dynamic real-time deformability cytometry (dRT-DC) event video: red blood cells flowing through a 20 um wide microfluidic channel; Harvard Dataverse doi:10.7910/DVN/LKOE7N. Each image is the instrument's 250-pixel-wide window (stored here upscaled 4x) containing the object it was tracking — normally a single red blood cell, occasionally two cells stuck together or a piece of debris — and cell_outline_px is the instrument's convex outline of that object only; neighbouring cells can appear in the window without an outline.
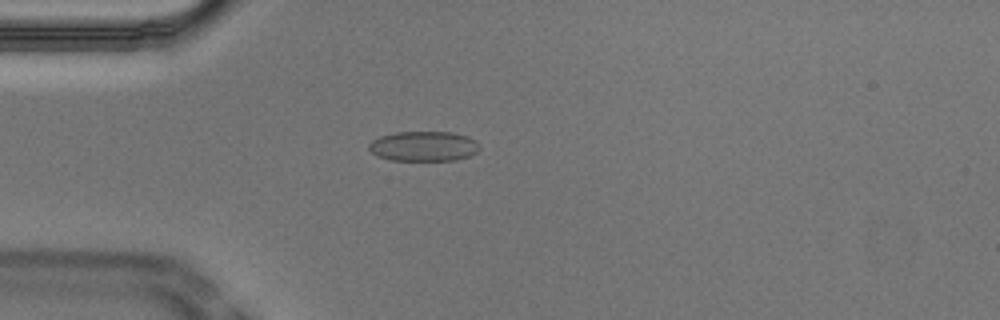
{"species": "Egyptian fruit bat (a non-hibernating species)", "species_latin": "Rousettus aegyptiacus", "temperature_condition": "cold", "stored_images_in_passage": 52, "camera_frame_rate_fps": 3000, "um_per_image_px": 0.085, "animal": {"sex": "male"}, "frame": {"image": 1, "passage_image": 13, "time_ms": 4.0, "image_size_px": [1000, 320], "cell_outline_px": [[480, 148], [476, 152], [468, 156], [456, 160], [392, 160], [376, 156], [368, 148], [368, 144], [372, 140], [380, 136], [396, 132], [452, 132], [468, 136], [476, 140]], "centroid_in_image_um": [36.0, 12.42], "position_along_channel_um": 49.0, "area_um2": 19.36}}
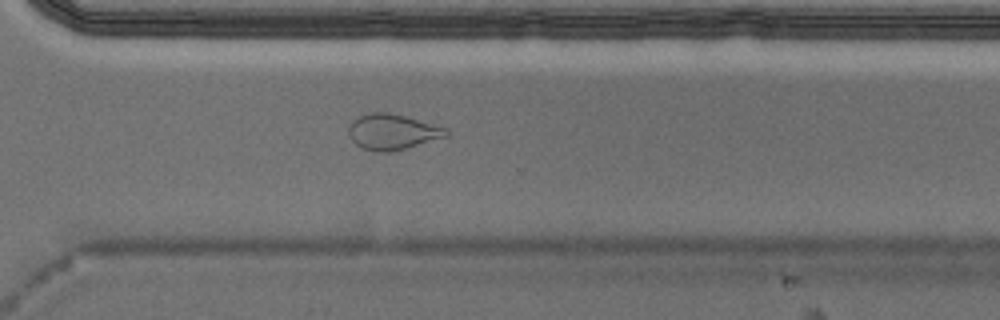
{"frame": {"image": 2, "passage_image": 37, "time_ms": 12.0, "image_size_px": [1000, 320], "cell_outline_px": [[448, 136], [392, 152], [376, 152], [364, 148], [356, 144], [348, 136], [348, 128], [352, 120], [360, 116], [372, 112], [388, 112], [408, 116], [448, 128]], "centroid_in_image_um": [33.36, 11.2], "position_along_channel_um": 337.2, "area_um2": 20.4}}
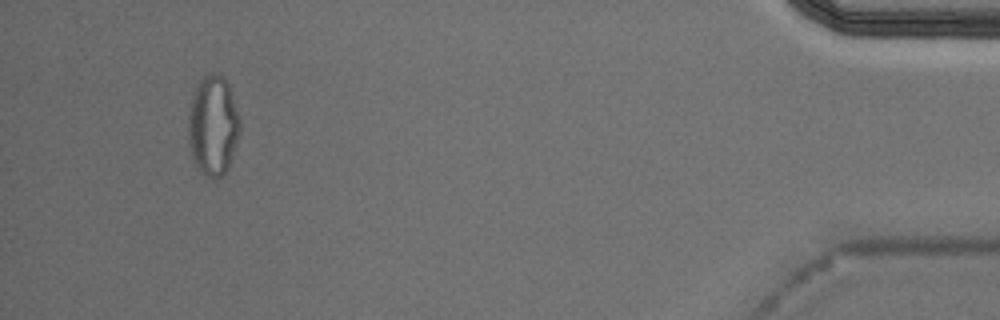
{"frame": {"image": 3, "passage_image": 49, "time_ms": 16.0, "image_size_px": [1000, 320], "cell_outline_px": [[240, 132], [228, 168], [224, 176], [212, 180], [204, 176], [196, 168], [192, 160], [188, 144], [188, 108], [192, 96], [200, 80], [208, 72], [216, 72], [228, 84], [240, 120]], "centroid_in_image_um": [18.07, 10.74], "position_along_channel_um": 417.1, "area_um2": 30.58}, "authors_computed_cell_mechanics": {"area_um2": 19.5075, "velocity_mm_per_s": 3.7371, "shape_relaxation_time_tau1_ms": null, "shape_relaxation_time_tau2_ms": 1.6378, "deformation_change_tau1": null, "deformation_change_tau2": 0.0695}}